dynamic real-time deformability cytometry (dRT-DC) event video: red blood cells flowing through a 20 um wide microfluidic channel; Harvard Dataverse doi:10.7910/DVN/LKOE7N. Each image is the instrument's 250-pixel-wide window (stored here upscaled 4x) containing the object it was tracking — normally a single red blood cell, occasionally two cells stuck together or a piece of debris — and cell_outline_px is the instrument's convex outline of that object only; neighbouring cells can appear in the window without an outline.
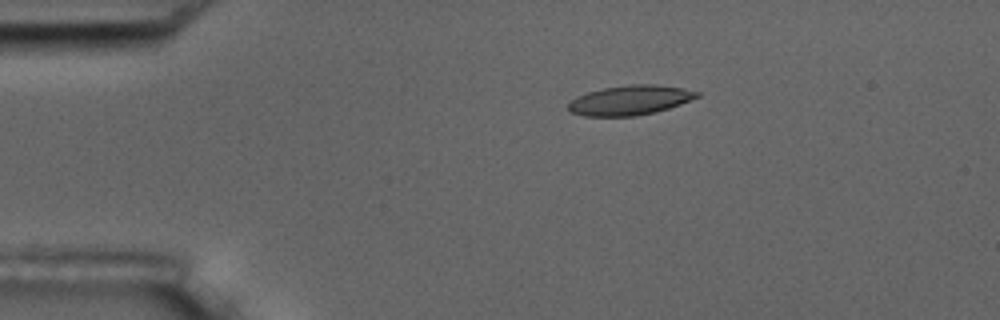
{"species": "common noctule bat (a hibernating species)", "species_latin": "Nyctalus noctula", "temperature_condition": "room temperature", "stored_images_in_passage": 15, "camera_frame_rate_fps": 3000, "um_per_image_px": 0.085, "animal": {"sex": "male", "body_mass_g": 17.5, "forearm_length_mm": 52.3}, "frame": {"image": 1, "passage_image": 3, "time_ms": 2.333, "image_size_px": [1000, 320], "cell_outline_px": [[700, 96], [680, 104], [668, 108], [636, 116], [584, 116], [572, 112], [568, 108], [568, 104], [576, 96], [588, 92], [604, 88], [632, 84], [652, 84], [684, 88], [700, 92]], "centroid_in_image_um": [53.55, 8.51], "position_along_channel_um": 31.4, "area_um2": 22.02}}
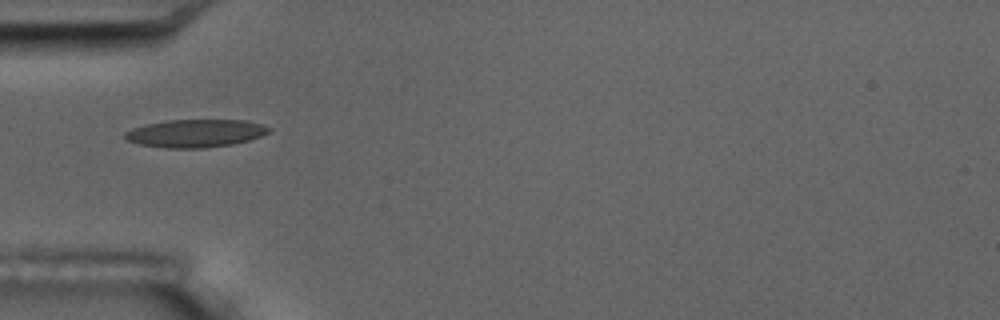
{"frame": {"image": 2, "passage_image": 5, "time_ms": 4.667, "image_size_px": [1000, 320], "cell_outline_px": [[272, 128], [268, 132], [260, 136], [248, 140], [232, 144], [204, 148], [164, 148], [140, 144], [124, 140], [124, 132], [132, 128], [144, 124], [168, 120], [244, 120], [260, 124]], "centroid_in_image_um": [16.55, 11.33], "position_along_channel_um": 68.4, "area_um2": 23.41}}
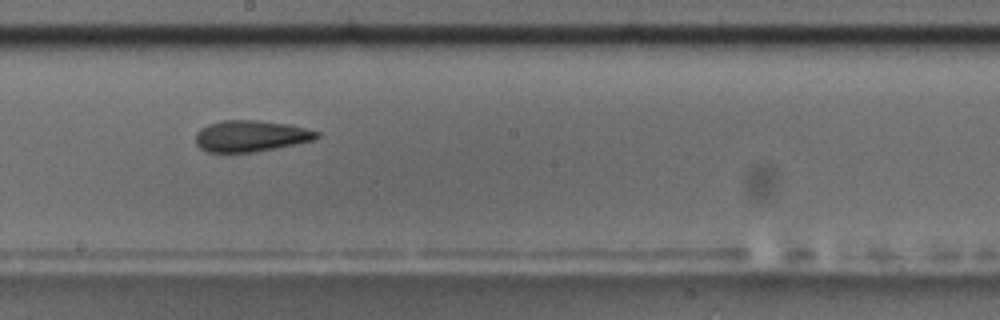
{"frame": {"image": 3, "passage_image": 9, "time_ms": 9.0, "image_size_px": [1000, 320], "cell_outline_px": [[320, 136], [316, 140], [256, 152], [208, 152], [200, 148], [196, 144], [196, 132], [200, 128], [208, 124], [224, 120], [256, 120], [292, 124], [320, 132]], "centroid_in_image_um": [21.35, 11.56], "position_along_channel_um": 226.8, "area_um2": 22.37}, "authors_computed_cell_mechanics": {"area_um2": 22.1374, "velocity_mm_per_s": 3.6725, "shape_relaxation_time_tau1_ms": 3.9567, "shape_relaxation_time_tau2_ms": 2.3882, "deformation_change_tau1": 0.1588, "deformation_change_tau2": 0.1028}}